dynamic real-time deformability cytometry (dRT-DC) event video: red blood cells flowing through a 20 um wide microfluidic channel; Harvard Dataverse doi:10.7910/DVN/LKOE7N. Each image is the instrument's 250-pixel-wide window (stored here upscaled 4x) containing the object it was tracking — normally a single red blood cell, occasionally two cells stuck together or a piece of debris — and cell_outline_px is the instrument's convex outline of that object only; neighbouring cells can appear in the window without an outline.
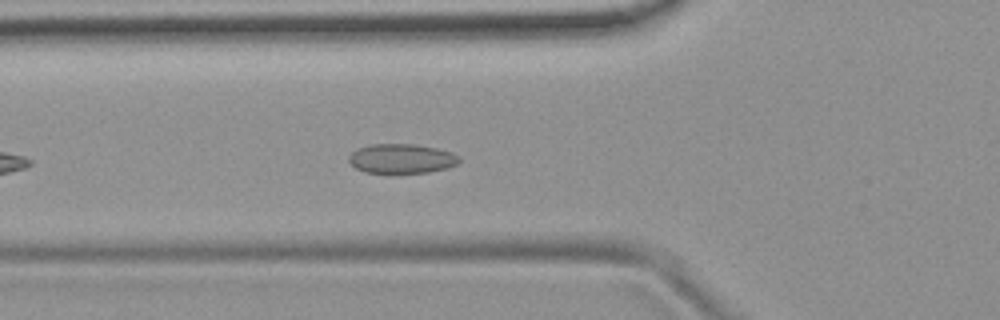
{"species": "common noctule bat (a hibernating species)", "species_latin": "Nyctalus noctula", "temperature_condition": "room temperature", "stored_images_in_passage": 37, "camera_frame_rate_fps": 3000, "um_per_image_px": 0.085, "animal": {"sex": "female", "body_mass_g": 19.9}, "frame": {"image": 1, "passage_image": 8, "time_ms": 2.333, "image_size_px": [1000, 320], "cell_outline_px": [[460, 160], [456, 164], [448, 168], [428, 172], [388, 176], [364, 172], [356, 168], [348, 160], [348, 156], [352, 152], [360, 148], [372, 144], [412, 144], [436, 148], [452, 152], [460, 156]], "centroid_in_image_um": [34.12, 13.53], "position_along_channel_um": 91.7, "area_um2": 19.65}}
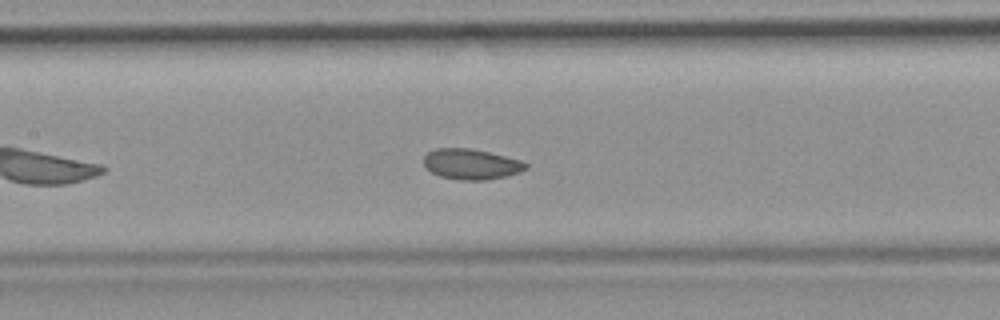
{"frame": {"image": 2, "passage_image": 14, "time_ms": 4.333, "image_size_px": [1000, 320], "cell_outline_px": [[528, 168], [520, 172], [508, 176], [484, 180], [460, 180], [440, 176], [424, 168], [424, 156], [428, 152], [436, 148], [472, 148], [520, 160], [528, 164]], "centroid_in_image_um": [40.04, 13.95], "position_along_channel_um": 167.4, "area_um2": 18.21}}
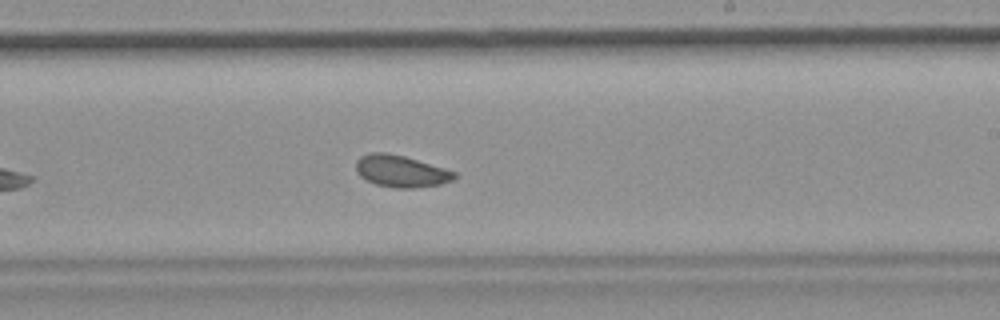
{"frame": {"image": 3, "passage_image": 21, "time_ms": 6.667, "image_size_px": [1000, 320], "cell_outline_px": [[456, 176], [452, 180], [440, 184], [412, 188], [396, 188], [376, 184], [364, 180], [356, 172], [356, 160], [360, 156], [372, 152], [388, 152], [404, 156], [444, 168], [456, 172]], "centroid_in_image_um": [34.03, 14.54], "position_along_channel_um": 255.0, "area_um2": 18.26}, "authors_computed_cell_mechanics": {"area_um2": 18.3804, "velocity_mm_per_s": 3.768, "shape_relaxation_time_tau1_ms": 2.9799, "shape_relaxation_time_tau2_ms": 3.2249, "deformation_change_tau1": 0.0444, "deformation_change_tau2": 0.0663}}